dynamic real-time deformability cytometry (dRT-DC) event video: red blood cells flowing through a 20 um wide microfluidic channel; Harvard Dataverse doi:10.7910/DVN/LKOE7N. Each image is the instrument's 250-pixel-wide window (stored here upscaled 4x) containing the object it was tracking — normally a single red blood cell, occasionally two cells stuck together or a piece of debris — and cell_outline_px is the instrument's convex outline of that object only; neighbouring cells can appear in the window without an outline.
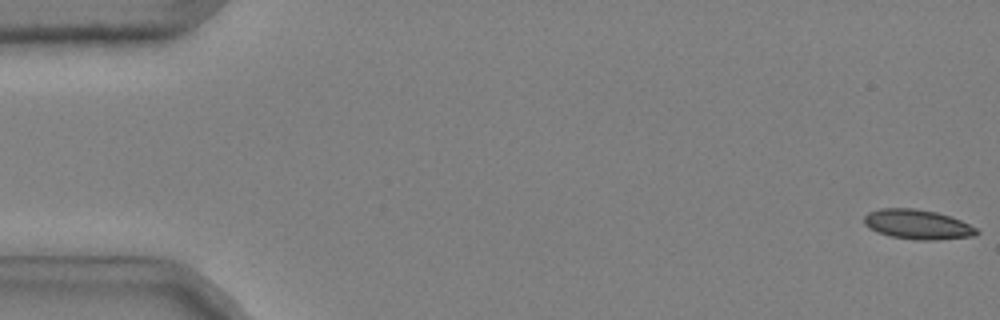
{"species": "common noctule bat (a hibernating species)", "species_latin": "Nyctalus noctula", "temperature_condition": "cold", "stored_images_in_passage": 52, "camera_frame_rate_fps": 3000, "um_per_image_px": 0.085, "animal": {"sex": "male", "body_mass_g": 20.4}, "frame": {"image": 1, "passage_image": 1, "time_ms": 0.0, "image_size_px": [1000, 320], "cell_outline_px": [[980, 232], [972, 236], [936, 240], [916, 240], [892, 236], [880, 232], [864, 224], [864, 216], [868, 212], [880, 208], [916, 208], [936, 212], [960, 220], [976, 228]], "centroid_in_image_um": [77.99, 19.06], "position_along_channel_um": 7.0, "area_um2": 19.19}}
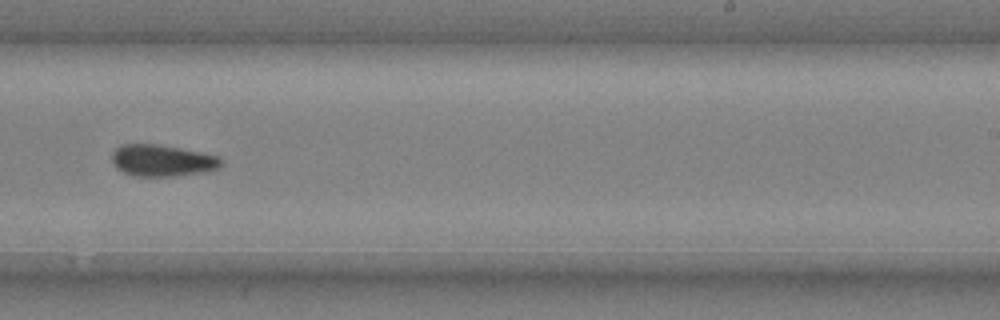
{"frame": {"image": 2, "passage_image": 34, "time_ms": 11.0, "image_size_px": [1000, 320], "cell_outline_px": [[224, 160], [220, 168], [200, 172], [176, 176], [132, 176], [116, 168], [112, 164], [112, 152], [120, 144], [160, 144], [220, 156]], "centroid_in_image_um": [13.78, 13.64], "position_along_channel_um": 275.2, "area_um2": 20.35}}
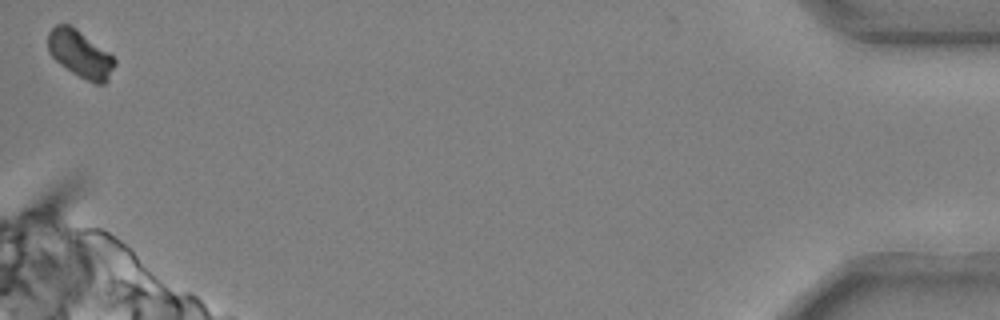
{"frame": {"image": 3, "passage_image": 52, "time_ms": 17.0, "image_size_px": [1000, 320], "cell_outline_px": [[116, 64], [108, 80], [104, 84], [96, 84], [72, 72], [60, 64], [48, 52], [48, 32], [56, 24], [68, 24], [76, 28], [108, 52], [116, 60]], "centroid_in_image_um": [6.82, 4.58], "position_along_channel_um": 428.4, "area_um2": 18.15}, "authors_computed_cell_mechanics": {"area_um2": 19.9121, "velocity_mm_per_s": 3.7054, "shape_relaxation_time_tau1_ms": 8.3073, "shape_relaxation_time_tau2_ms": 9.3795, "deformation_change_tau1": 0.1369, "deformation_change_tau2": 0.1374}}